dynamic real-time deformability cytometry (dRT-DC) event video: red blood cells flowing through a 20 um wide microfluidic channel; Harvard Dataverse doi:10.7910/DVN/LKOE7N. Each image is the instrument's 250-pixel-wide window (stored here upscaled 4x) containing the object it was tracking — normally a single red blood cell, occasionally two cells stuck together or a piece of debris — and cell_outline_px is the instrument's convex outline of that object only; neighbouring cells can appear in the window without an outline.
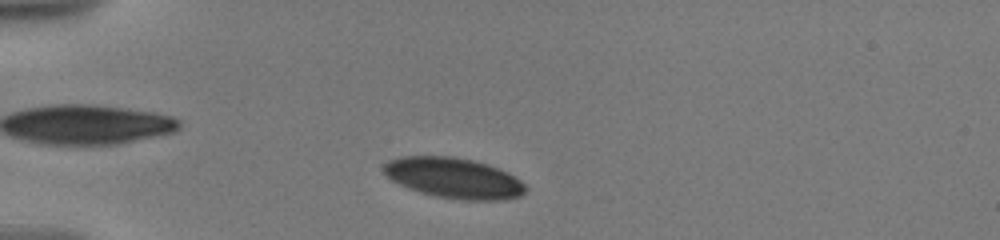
{"species": "human", "species_latin": "Homo sapiens", "temperature_condition": "warm", "stored_images_in_passage": 41, "camera_frame_rate_fps": 3000, "um_per_image_px": 0.085, "donor": {"sex": "male"}, "frame": {"image": 1, "passage_image": 4, "time_ms": 1.0, "image_size_px": [1000, 240], "cell_outline_px": [[528, 188], [520, 196], [504, 200], [468, 200], [436, 196], [420, 192], [408, 188], [392, 180], [384, 172], [384, 164], [388, 160], [400, 156], [452, 156], [472, 160], [488, 164], [500, 168], [508, 172], [520, 180]], "centroid_in_image_um": [38.59, 15.12], "position_along_channel_um": 46.4, "area_um2": 33.47}}
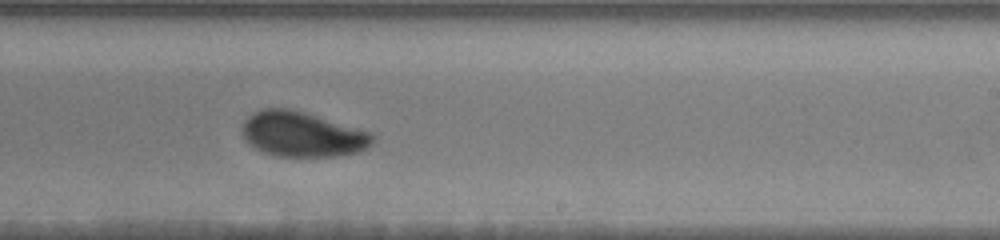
{"frame": {"image": 2, "passage_image": 22, "time_ms": 8.0, "image_size_px": [1000, 240], "cell_outline_px": [[376, 140], [372, 144], [360, 152], [336, 156], [276, 156], [264, 152], [248, 144], [244, 136], [244, 120], [252, 112], [260, 108], [288, 108], [304, 112], [360, 128], [372, 132], [376, 136]], "centroid_in_image_um": [25.74, 11.41], "position_along_channel_um": 263.3, "area_um2": 34.45}}
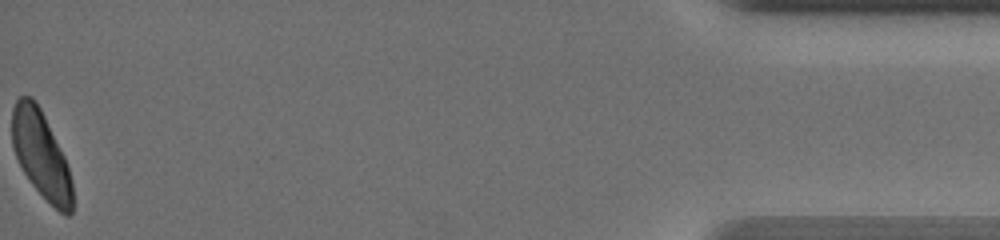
{"frame": {"image": 3, "passage_image": 41, "time_ms": 15.0, "image_size_px": [1000, 240], "cell_outline_px": [[72, 212], [68, 216], [64, 216], [32, 184], [24, 172], [16, 156], [12, 144], [12, 108], [16, 100], [20, 96], [32, 96], [40, 108], [64, 156], [72, 180]], "centroid_in_image_um": [3.48, 13.12], "position_along_channel_um": 431.7, "area_um2": 30.11}, "authors_computed_cell_mechanics": {"area_um2": 33.5818, "velocity_mm_per_s": 3.5712, "shape_relaxation_time_tau1_ms": 3.042, "shape_relaxation_time_tau2_ms": 2.7681, "deformation_change_tau1": 0.1296, "deformation_change_tau2": 0.0705}}